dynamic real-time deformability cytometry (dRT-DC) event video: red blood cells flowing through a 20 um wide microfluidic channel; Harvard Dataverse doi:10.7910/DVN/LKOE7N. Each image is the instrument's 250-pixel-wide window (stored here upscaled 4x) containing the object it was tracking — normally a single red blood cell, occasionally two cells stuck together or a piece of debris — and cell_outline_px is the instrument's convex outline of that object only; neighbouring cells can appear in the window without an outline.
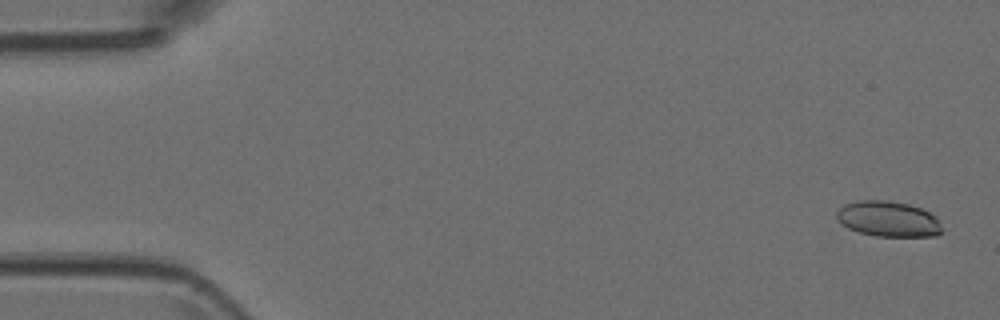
{"species": "Egyptian fruit bat (a non-hibernating species)", "species_latin": "Rousettus aegyptiacus", "temperature_condition": "room temperature", "stored_images_in_passage": 4, "camera_frame_rate_fps": 3000, "um_per_image_px": 0.085, "animal": {"sex": "female"}, "frame": {"image": 1, "passage_image": 1, "time_ms": 0.0, "image_size_px": [1000, 320], "cell_outline_px": [[944, 232], [936, 236], [876, 236], [860, 232], [848, 228], [836, 216], [836, 212], [844, 204], [856, 200], [888, 200], [908, 204], [920, 208], [936, 216]], "centroid_in_image_um": [75.53, 18.61], "position_along_channel_um": 9.5, "area_um2": 21.79}}
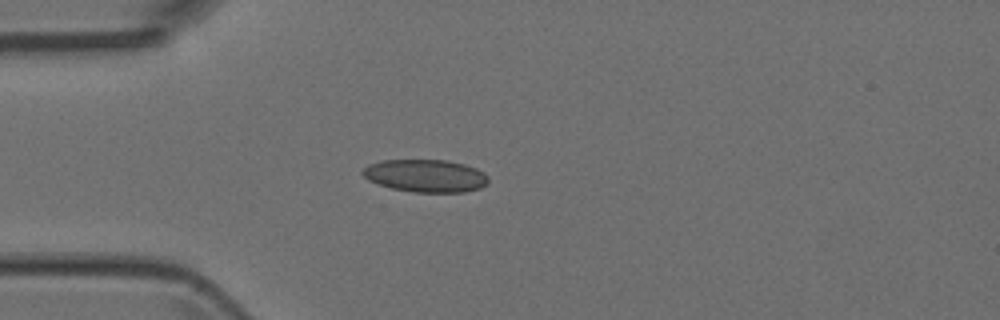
{"frame": {"image": 2, "passage_image": 4, "time_ms": 4.0, "image_size_px": [1000, 320], "cell_outline_px": [[488, 184], [480, 188], [464, 192], [412, 192], [392, 188], [368, 180], [360, 172], [368, 164], [380, 160], [444, 160], [464, 164], [476, 168], [484, 172], [488, 176]], "centroid_in_image_um": [36.18, 14.94], "position_along_channel_um": 48.8, "area_um2": 23.99}}